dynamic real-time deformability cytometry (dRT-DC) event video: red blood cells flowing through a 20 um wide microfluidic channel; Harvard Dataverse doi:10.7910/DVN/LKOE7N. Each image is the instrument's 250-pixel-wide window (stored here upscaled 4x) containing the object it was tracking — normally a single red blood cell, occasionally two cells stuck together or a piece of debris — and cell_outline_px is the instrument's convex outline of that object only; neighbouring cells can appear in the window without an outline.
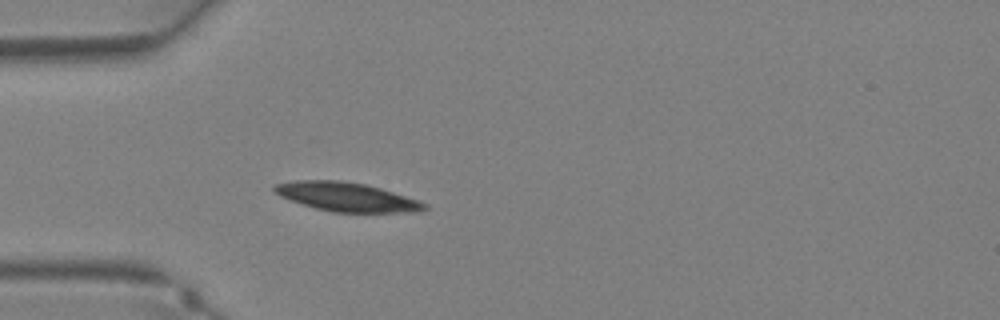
{"species": "Egyptian fruit bat (a non-hibernating species)", "species_latin": "Rousettus aegyptiacus", "temperature_condition": "warm", "stored_images_in_passage": 38, "camera_frame_rate_fps": 3000, "um_per_image_px": 0.085, "animal": {"sex": "female"}, "frame": {"image": 1, "passage_image": 11, "time_ms": 3.333, "image_size_px": [1000, 320], "cell_outline_px": [[428, 208], [412, 212], [332, 212], [316, 208], [280, 196], [272, 188], [276, 184], [292, 180], [340, 180], [364, 184], [380, 188], [428, 204]], "centroid_in_image_um": [29.44, 16.73], "position_along_channel_um": 55.6, "area_um2": 24.85}}
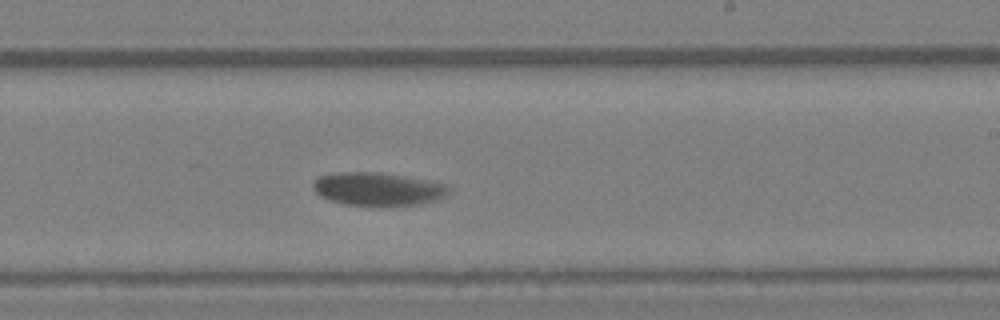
{"frame": {"image": 2, "passage_image": 23, "time_ms": 7.333, "image_size_px": [1000, 320], "cell_outline_px": [[448, 192], [444, 196], [420, 204], [344, 204], [320, 196], [312, 188], [312, 184], [320, 176], [340, 172], [380, 172], [404, 176], [448, 184]], "centroid_in_image_um": [32.09, 16.03], "position_along_channel_um": 256.9, "area_um2": 25.43}}
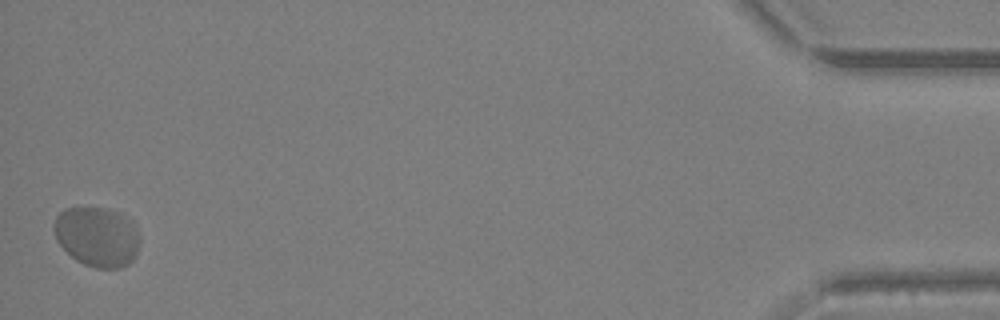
{"frame": {"image": 3, "passage_image": 38, "time_ms": 12.333, "image_size_px": [1000, 320], "cell_outline_px": [[140, 240], [136, 256], [128, 264], [120, 268], [96, 268], [84, 264], [76, 260], [56, 240], [52, 224], [56, 216], [64, 208], [104, 208], [120, 212], [128, 216], [132, 220], [140, 236]], "centroid_in_image_um": [8.28, 20.1], "position_along_channel_um": 426.9, "area_um2": 30.23}}